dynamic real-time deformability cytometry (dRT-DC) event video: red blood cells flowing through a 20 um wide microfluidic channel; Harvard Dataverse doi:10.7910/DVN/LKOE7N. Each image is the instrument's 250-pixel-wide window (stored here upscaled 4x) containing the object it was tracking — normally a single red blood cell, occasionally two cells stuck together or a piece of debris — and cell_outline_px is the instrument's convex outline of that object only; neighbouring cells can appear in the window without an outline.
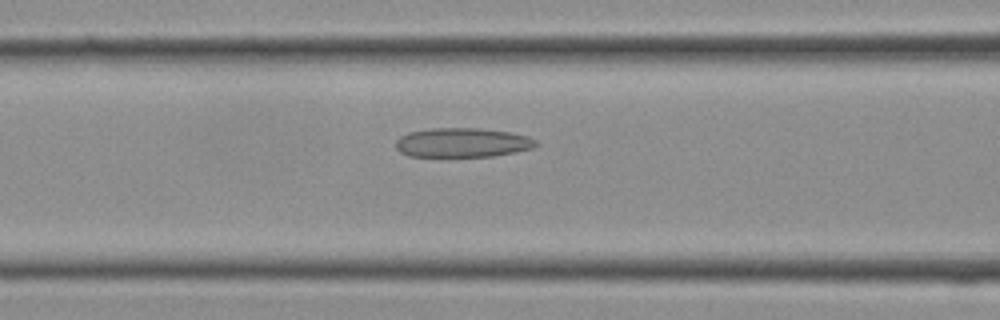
{"species": "Egyptian fruit bat (a non-hibernating species)", "species_latin": "Rousettus aegyptiacus", "temperature_condition": "cold", "stored_images_in_passage": 15, "camera_frame_rate_fps": 3000, "um_per_image_px": 0.085, "frame": {"image": 1, "passage_image": 11, "time_ms": 3.333, "image_size_px": [1000, 320], "cell_outline_px": [[540, 144], [532, 148], [516, 152], [492, 156], [408, 156], [400, 152], [396, 148], [396, 140], [400, 136], [408, 132], [432, 128], [480, 128], [512, 132], [528, 136], [536, 140]], "centroid_in_image_um": [39.32, 12.11], "position_along_channel_um": 127.3, "area_um2": 24.1}}
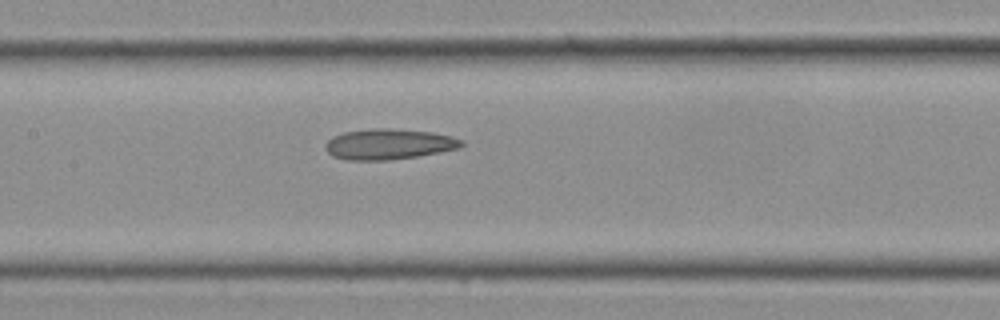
{"frame": {"image": 2, "passage_image": 13, "time_ms": 4.0, "image_size_px": [1000, 320], "cell_outline_px": [[464, 144], [460, 148], [440, 152], [416, 156], [388, 160], [348, 160], [332, 156], [324, 148], [324, 144], [332, 136], [344, 132], [376, 128], [388, 128], [432, 132], [452, 136], [464, 140]], "centroid_in_image_um": [33.05, 12.25], "position_along_channel_um": 174.4, "area_um2": 24.33}}
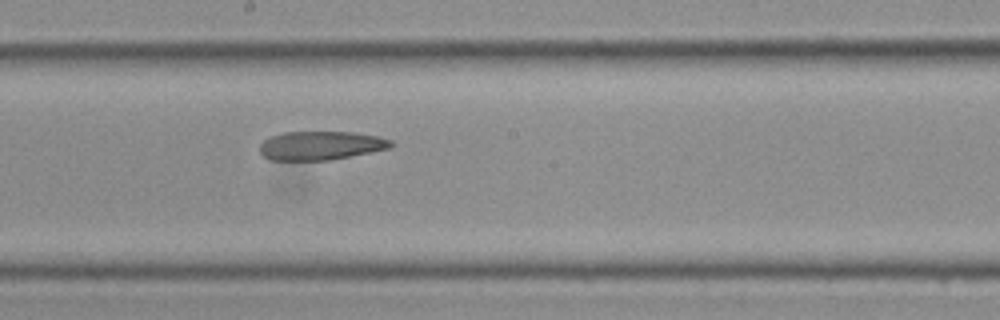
{"frame": {"image": 3, "passage_image": 15, "time_ms": 4.667, "image_size_px": [1000, 320], "cell_outline_px": [[396, 144], [392, 148], [328, 160], [268, 160], [260, 152], [260, 144], [268, 136], [284, 132], [352, 132], [380, 136], [392, 140]], "centroid_in_image_um": [27.29, 12.36], "position_along_channel_um": 220.9, "area_um2": 22.2}}